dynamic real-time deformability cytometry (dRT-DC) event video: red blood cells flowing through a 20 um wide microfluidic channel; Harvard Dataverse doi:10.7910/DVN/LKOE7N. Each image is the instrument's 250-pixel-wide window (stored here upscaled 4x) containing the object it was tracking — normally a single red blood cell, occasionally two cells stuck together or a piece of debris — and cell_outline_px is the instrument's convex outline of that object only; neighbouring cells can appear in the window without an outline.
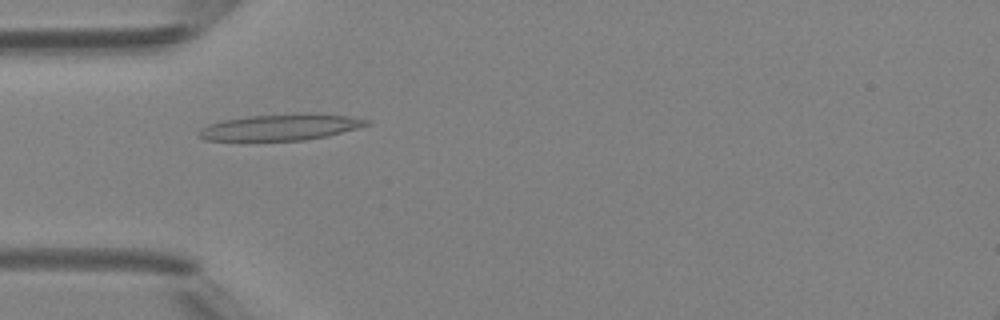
{"species": "Egyptian fruit bat (a non-hibernating species)", "species_latin": "Rousettus aegyptiacus", "temperature_condition": "room temperature", "stored_images_in_passage": 4, "camera_frame_rate_fps": 3000, "um_per_image_px": 0.085, "animal": {"sex": "female"}, "frame": {"image": 1, "passage_image": 4, "time_ms": 3.333, "image_size_px": [1000, 320], "cell_outline_px": [[372, 124], [328, 136], [304, 140], [204, 140], [196, 136], [196, 132], [200, 128], [208, 124], [220, 120], [248, 116], [308, 112], [348, 116], [368, 120]], "centroid_in_image_um": [23.82, 10.8], "position_along_channel_um": 61.2, "area_um2": 25.95}}